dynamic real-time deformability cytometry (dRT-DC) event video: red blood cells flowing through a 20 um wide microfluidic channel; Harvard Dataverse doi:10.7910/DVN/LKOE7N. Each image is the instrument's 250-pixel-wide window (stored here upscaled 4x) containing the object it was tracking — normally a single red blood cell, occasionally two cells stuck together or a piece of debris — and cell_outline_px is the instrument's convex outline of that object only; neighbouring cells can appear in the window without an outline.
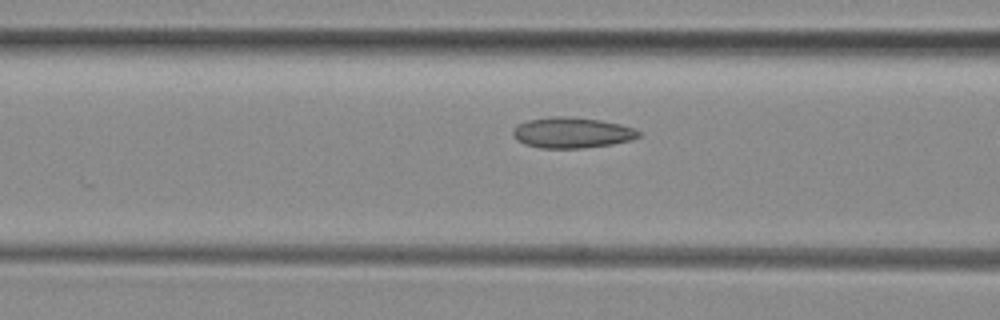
{"species": "common noctule bat (a hibernating species)", "species_latin": "Nyctalus noctula", "temperature_condition": "room temperature", "stored_images_in_passage": 8, "camera_frame_rate_fps": 3000, "um_per_image_px": 0.085, "animal": {"sex": "female", "body_mass_g": 29.2, "forearm_length_mm": 56.3}, "frame": {"image": 1, "passage_image": 7, "time_ms": 2.0, "image_size_px": [1000, 320], "cell_outline_px": [[640, 136], [632, 140], [612, 144], [580, 148], [540, 148], [524, 144], [516, 140], [512, 136], [512, 128], [516, 124], [528, 120], [552, 116], [576, 116], [600, 120], [620, 124], [636, 128], [640, 132]], "centroid_in_image_um": [48.59, 11.27], "position_along_channel_um": 118.0, "area_um2": 22.89}}